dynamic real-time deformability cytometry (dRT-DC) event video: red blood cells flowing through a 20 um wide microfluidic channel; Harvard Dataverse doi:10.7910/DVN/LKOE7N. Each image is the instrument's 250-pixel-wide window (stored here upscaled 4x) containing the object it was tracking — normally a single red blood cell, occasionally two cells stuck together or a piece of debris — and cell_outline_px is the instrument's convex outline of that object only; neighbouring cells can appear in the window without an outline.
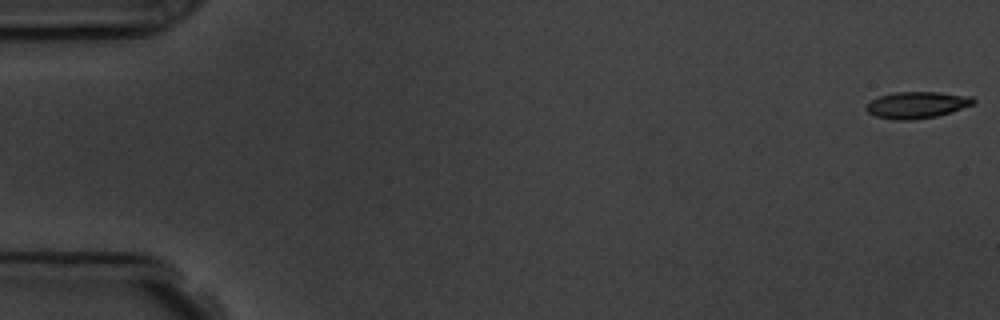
{"species": "common noctule bat (a hibernating species)", "species_latin": "Nyctalus noctula", "temperature_condition": "room temperature", "stored_images_in_passage": 5, "camera_frame_rate_fps": 3000, "um_per_image_px": 0.085, "animal": {"sex": "male", "body_mass_g": 19.5, "forearm_length_mm": 54.6}, "frame": {"image": 1, "passage_image": 1, "time_ms": 0.0, "image_size_px": [1000, 320], "cell_outline_px": [[976, 100], [972, 104], [936, 116], [912, 120], [892, 120], [876, 116], [868, 112], [864, 108], [872, 100], [880, 96], [896, 92], [936, 92], [972, 96]], "centroid_in_image_um": [77.9, 8.92], "position_along_channel_um": 7.1, "area_um2": 16.36}}